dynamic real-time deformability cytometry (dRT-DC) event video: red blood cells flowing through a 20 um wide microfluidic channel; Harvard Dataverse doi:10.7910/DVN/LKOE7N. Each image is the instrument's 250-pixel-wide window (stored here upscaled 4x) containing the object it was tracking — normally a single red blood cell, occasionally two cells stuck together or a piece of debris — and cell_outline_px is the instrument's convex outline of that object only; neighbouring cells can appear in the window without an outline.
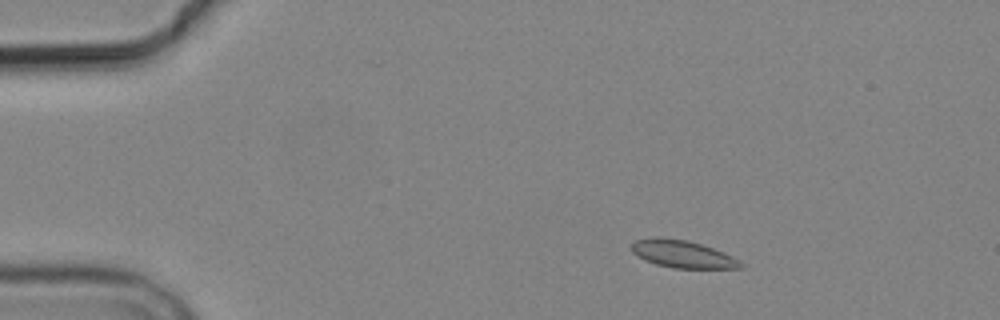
{"species": "common noctule bat (a hibernating species)", "species_latin": "Nyctalus noctula", "temperature_condition": "cold", "stored_images_in_passage": 5, "camera_frame_rate_fps": 3000, "um_per_image_px": 0.085, "animal": {"sex": "male", "body_mass_g": 19.2, "forearm_length_mm": 51.8}, "frame": {"image": 1, "passage_image": 2, "time_ms": 1.333, "image_size_px": [1000, 320], "cell_outline_px": [[744, 268], [672, 268], [656, 264], [644, 260], [636, 256], [632, 252], [632, 244], [636, 240], [652, 236], [660, 236], [688, 240], [724, 252], [740, 260], [744, 264]], "centroid_in_image_um": [58.0, 21.59], "position_along_channel_um": 27.0, "area_um2": 17.69}}
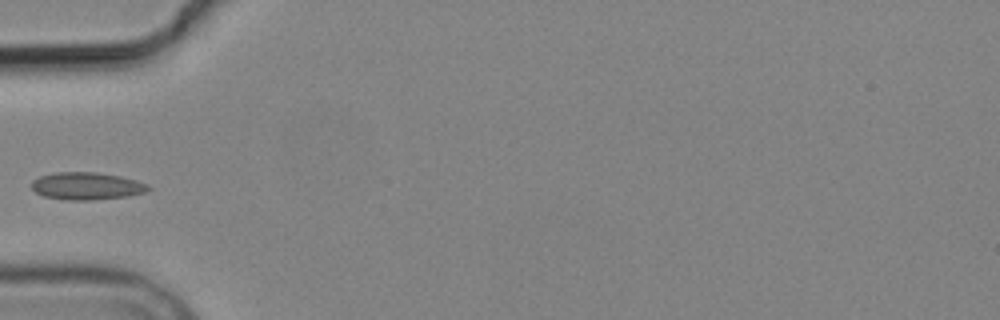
{"frame": {"image": 2, "passage_image": 5, "time_ms": 4.667, "image_size_px": [1000, 320], "cell_outline_px": [[152, 188], [144, 192], [128, 196], [92, 200], [68, 200], [44, 196], [36, 192], [32, 188], [32, 180], [40, 176], [56, 172], [96, 172], [120, 176], [136, 180], [148, 184]], "centroid_in_image_um": [7.38, 15.81], "position_along_channel_um": 77.6, "area_um2": 18.61}}